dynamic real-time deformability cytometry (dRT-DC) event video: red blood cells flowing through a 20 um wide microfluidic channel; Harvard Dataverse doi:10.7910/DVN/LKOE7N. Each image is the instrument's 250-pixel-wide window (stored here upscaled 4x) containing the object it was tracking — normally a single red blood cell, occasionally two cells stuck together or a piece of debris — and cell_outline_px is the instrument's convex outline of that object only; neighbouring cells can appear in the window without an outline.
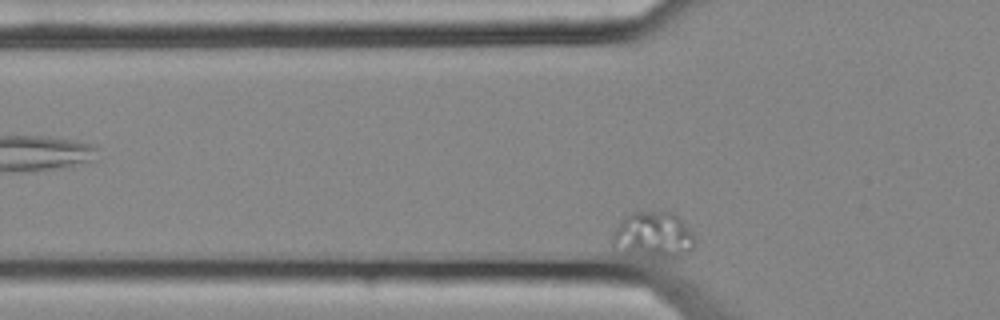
{"species": "common noctule bat (a hibernating species)", "species_latin": "Nyctalus noctula", "temperature_condition": "cold", "stored_images_in_passage": 42, "camera_frame_rate_fps": 3000, "um_per_image_px": 0.085, "animal": {"sex": "female", "body_mass_g": 25.1}, "frame": {"image": 1, "passage_image": 10, "time_ms": 3.0, "image_size_px": [1000, 320], "cell_outline_px": [[692, 248], [688, 252], [672, 256], [652, 256], [624, 252], [612, 244], [612, 236], [616, 228], [632, 212], [672, 212], [680, 216], [692, 232]], "centroid_in_image_um": [55.54, 19.94], "position_along_channel_um": 70.3, "area_um2": 21.27}}
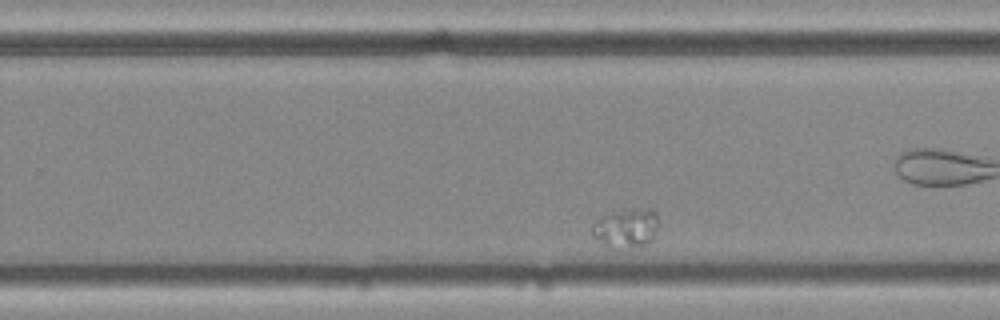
{"frame": {"image": 2, "passage_image": 32, "time_ms": 10.333, "image_size_px": [1000, 320], "cell_outline_px": [[656, 228], [652, 240], [648, 244], [632, 248], [608, 248], [592, 236], [592, 224], [596, 220], [612, 212], [640, 208], [652, 208], [656, 212]], "centroid_in_image_um": [53.2, 19.41], "position_along_channel_um": 276.6, "area_um2": 15.2}}
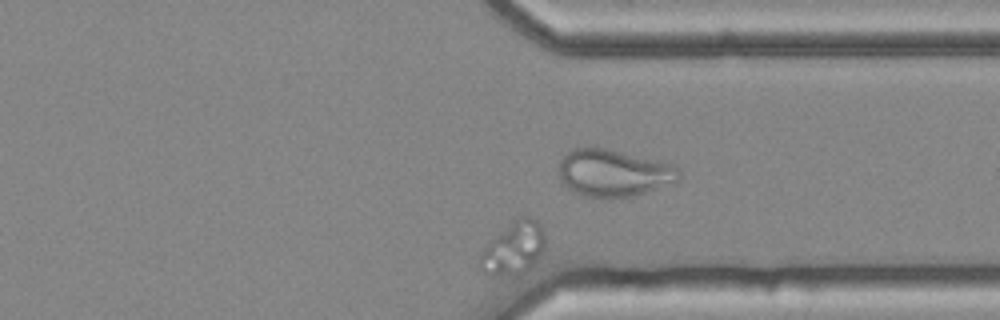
{"frame": {"image": 3, "passage_image": 41, "time_ms": 13.333, "image_size_px": [1000, 320], "cell_outline_px": [[544, 248], [536, 260], [524, 272], [500, 276], [492, 276], [484, 272], [476, 264], [480, 252], [512, 220], [520, 216], [528, 216], [536, 220], [540, 224], [544, 232]], "centroid_in_image_um": [43.62, 21.09], "position_along_channel_um": 367.8, "area_um2": 19.83}}